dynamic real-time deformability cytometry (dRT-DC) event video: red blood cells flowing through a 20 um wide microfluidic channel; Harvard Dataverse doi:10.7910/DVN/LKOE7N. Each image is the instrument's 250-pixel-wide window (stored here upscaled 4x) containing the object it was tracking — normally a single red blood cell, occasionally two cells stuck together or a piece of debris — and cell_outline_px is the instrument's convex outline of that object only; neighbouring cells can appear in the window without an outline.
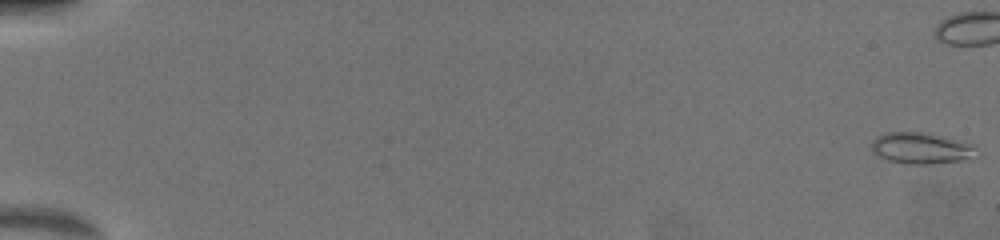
{"species": "common noctule bat (a hibernating species)", "species_latin": "Nyctalus noctula", "temperature_condition": "warm", "stored_images_in_passage": 25, "camera_frame_rate_fps": 3000, "um_per_image_px": 0.085, "animal": {"sex": "female", "body_mass_g": 19.5, "forearm_length_mm": 54.1}, "frame": {"image": 1, "passage_image": 1, "time_ms": 0.0, "image_size_px": [1000, 240], "cell_outline_px": [[976, 156], [960, 160], [928, 164], [904, 164], [888, 160], [876, 156], [872, 152], [872, 140], [876, 136], [888, 132], [928, 132], [976, 144]], "centroid_in_image_um": [78.29, 12.58], "position_along_channel_um": 6.7, "area_um2": 19.42}}